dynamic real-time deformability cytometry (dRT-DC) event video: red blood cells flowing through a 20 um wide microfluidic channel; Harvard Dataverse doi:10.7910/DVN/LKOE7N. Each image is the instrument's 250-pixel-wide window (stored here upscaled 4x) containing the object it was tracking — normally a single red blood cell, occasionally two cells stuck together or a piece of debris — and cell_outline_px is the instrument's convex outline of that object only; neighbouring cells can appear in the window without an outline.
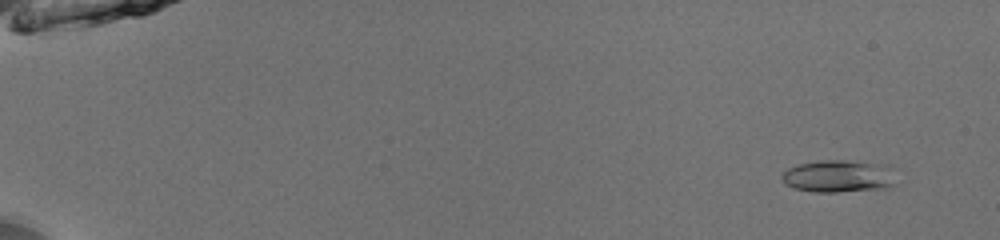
{"species": "common noctule bat (a hibernating species)", "species_latin": "Nyctalus noctula", "temperature_condition": "room temperature", "stored_images_in_passage": 53, "camera_frame_rate_fps": 3000, "um_per_image_px": 0.085, "animal": {"sex": "male", "body_mass_g": 13.0, "forearm_length_mm": 53.1}, "frame": {"image": 1, "passage_image": 5, "time_ms": 1.333, "image_size_px": [1000, 240], "cell_outline_px": [[900, 168], [896, 184], [884, 188], [836, 192], [812, 192], [796, 188], [784, 184], [780, 180], [780, 176], [788, 168], [800, 164], [820, 160], [844, 160], [892, 164]], "centroid_in_image_um": [71.43, 14.96], "position_along_channel_um": 13.6, "area_um2": 22.48}}
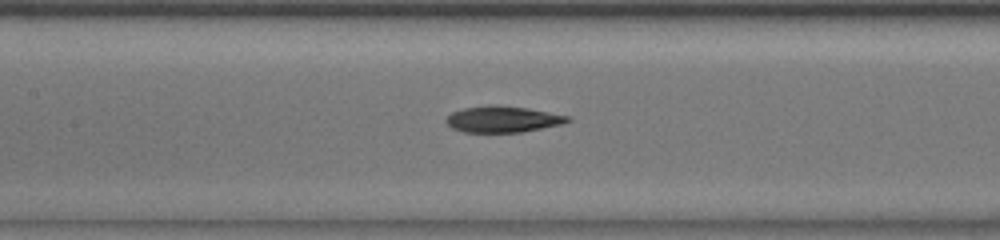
{"frame": {"image": 2, "passage_image": 28, "time_ms": 9.0, "image_size_px": [1000, 240], "cell_outline_px": [[572, 120], [564, 124], [520, 132], [464, 132], [452, 128], [444, 120], [452, 112], [464, 108], [492, 104], [496, 104], [528, 108], [568, 116]], "centroid_in_image_um": [42.73, 10.13], "position_along_channel_um": 164.7, "area_um2": 18.61}}
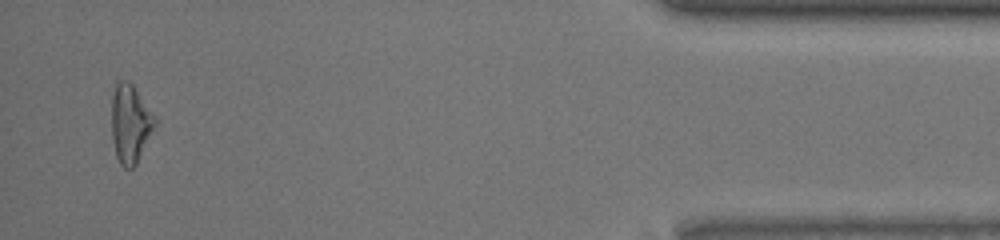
{"frame": {"image": 3, "passage_image": 52, "time_ms": 17.0, "image_size_px": [1000, 240], "cell_outline_px": [[156, 124], [136, 164], [132, 168], [124, 168], [120, 164], [116, 156], [112, 140], [112, 92], [116, 80], [128, 80], [132, 84], [156, 116]], "centroid_in_image_um": [11.06, 10.48], "position_along_channel_um": 424.1, "area_um2": 19.88}, "authors_computed_cell_mechanics": {"area_um2": 18.8428, "velocity_mm_per_s": 3.9907, "shape_relaxation_time_tau1_ms": 6.2956, "shape_relaxation_time_tau2_ms": 5.371, "deformation_change_tau1": 0.194, "deformation_change_tau2": 0.1683}}